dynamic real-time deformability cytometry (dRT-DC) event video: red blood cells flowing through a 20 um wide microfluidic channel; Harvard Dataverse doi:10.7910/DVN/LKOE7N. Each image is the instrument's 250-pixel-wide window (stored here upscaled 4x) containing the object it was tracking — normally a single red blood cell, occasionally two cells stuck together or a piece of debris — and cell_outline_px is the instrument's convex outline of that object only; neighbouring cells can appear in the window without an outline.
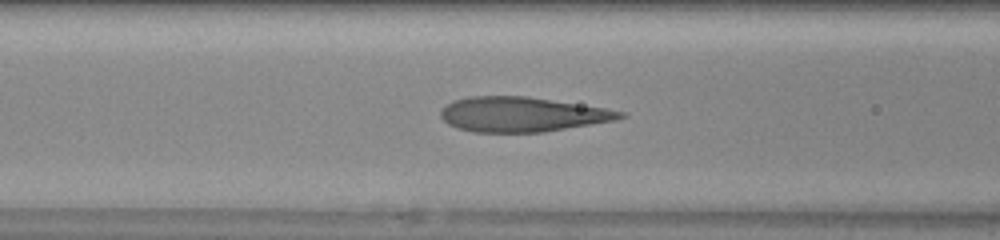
{"species": "human", "species_latin": "Homo sapiens", "temperature_condition": "warm", "stored_images_in_passage": 32, "camera_frame_rate_fps": 3000, "um_per_image_px": 0.085, "donor": {"sex": "female"}, "frame": {"image": 1, "passage_image": 8, "time_ms": 2.333, "image_size_px": [1000, 240], "cell_outline_px": [[628, 116], [616, 120], [544, 132], [472, 132], [456, 128], [448, 124], [440, 116], [440, 112], [452, 100], [468, 96], [528, 96], [604, 108], [628, 112]], "centroid_in_image_um": [44.38, 9.72], "position_along_channel_um": 122.2, "area_um2": 36.47}}
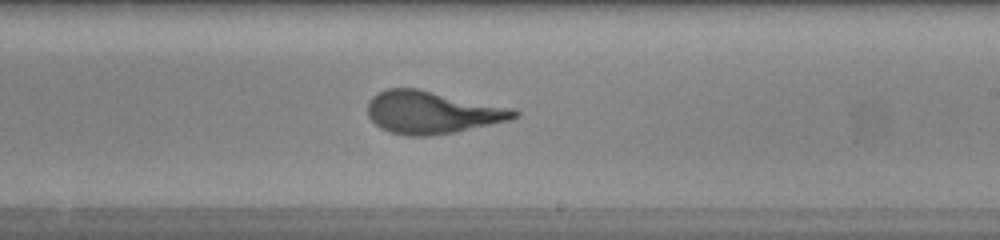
{"frame": {"image": 2, "passage_image": 17, "time_ms": 5.333, "image_size_px": [1000, 240], "cell_outline_px": [[520, 112], [516, 116], [508, 120], [456, 132], [432, 136], [404, 136], [388, 132], [380, 128], [368, 116], [368, 100], [372, 96], [388, 88], [416, 88], [516, 108]], "centroid_in_image_um": [36.72, 9.56], "position_along_channel_um": 252.3, "area_um2": 36.53}}
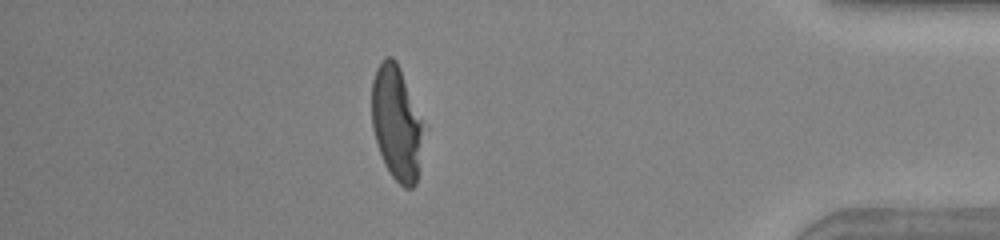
{"frame": {"image": 3, "passage_image": 30, "time_ms": 9.667, "image_size_px": [1000, 240], "cell_outline_px": [[428, 128], [416, 184], [412, 188], [404, 188], [392, 176], [380, 152], [372, 128], [372, 80], [376, 68], [380, 60], [384, 56], [392, 56], [396, 60], [400, 68]], "centroid_in_image_um": [33.78, 10.44], "position_along_channel_um": 401.4, "area_um2": 35.6}}